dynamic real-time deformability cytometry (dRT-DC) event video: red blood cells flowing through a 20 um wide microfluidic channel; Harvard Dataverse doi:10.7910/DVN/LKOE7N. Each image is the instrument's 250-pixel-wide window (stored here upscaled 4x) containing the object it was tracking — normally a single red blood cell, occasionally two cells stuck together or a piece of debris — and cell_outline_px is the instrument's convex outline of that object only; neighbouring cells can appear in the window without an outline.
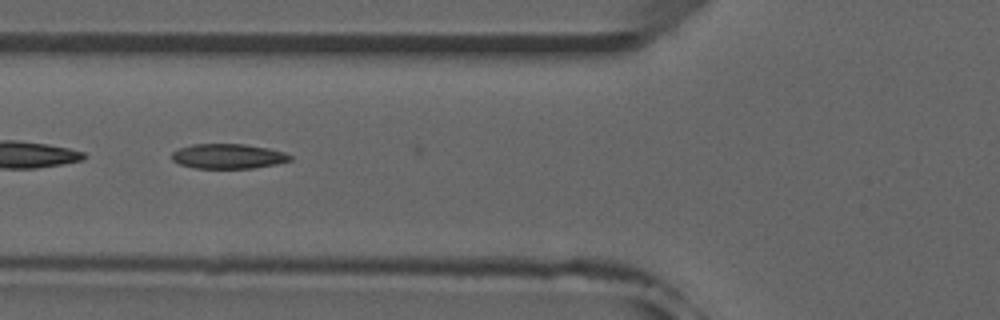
{"species": "common noctule bat (a hibernating species)", "species_latin": "Nyctalus noctula", "temperature_condition": "room temperature", "stored_images_in_passage": 6, "camera_frame_rate_fps": 3000, "um_per_image_px": 0.085, "animal": {"sex": "male", "forearm_length_mm": 52.5}, "frame": {"image": 1, "passage_image": 4, "time_ms": 1.0, "image_size_px": [1000, 320], "cell_outline_px": [[292, 160], [276, 164], [252, 168], [196, 168], [180, 164], [172, 160], [172, 152], [180, 148], [192, 144], [244, 144], [268, 148], [284, 152], [292, 156]], "centroid_in_image_um": [19.4, 13.28], "position_along_channel_um": 106.4, "area_um2": 17.05}}